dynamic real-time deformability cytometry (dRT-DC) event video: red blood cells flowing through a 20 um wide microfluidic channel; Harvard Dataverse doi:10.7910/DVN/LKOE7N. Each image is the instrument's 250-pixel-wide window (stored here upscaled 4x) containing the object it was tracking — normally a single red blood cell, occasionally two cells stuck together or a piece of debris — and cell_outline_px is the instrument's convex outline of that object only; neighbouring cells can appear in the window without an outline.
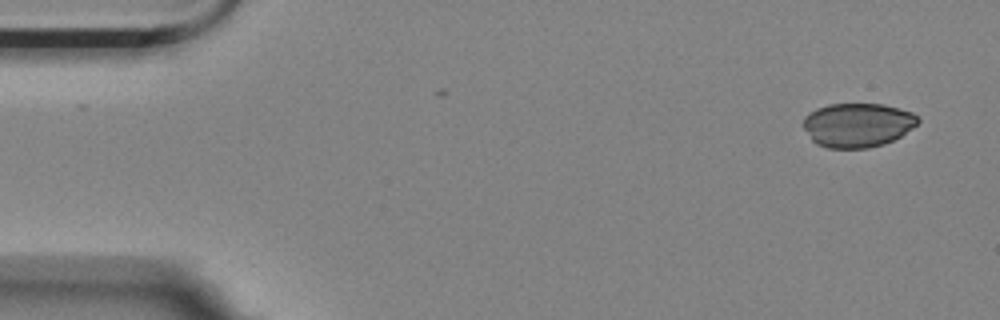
{"species": "Egyptian fruit bat (a non-hibernating species)", "species_latin": "Rousettus aegyptiacus", "temperature_condition": "room temperature", "stored_images_in_passage": 2, "camera_frame_rate_fps": 3000, "um_per_image_px": 0.085, "animal": {"sex": "female"}, "frame": {"image": 1, "passage_image": 2, "time_ms": 0.333, "image_size_px": [1000, 320], "cell_outline_px": [[920, 120], [912, 128], [900, 136], [884, 144], [868, 148], [828, 148], [816, 144], [812, 140], [804, 128], [804, 116], [808, 112], [816, 108], [828, 104], [884, 104], [900, 108], [912, 112]], "centroid_in_image_um": [72.87, 10.62], "position_along_channel_um": 12.1, "area_um2": 29.54}}